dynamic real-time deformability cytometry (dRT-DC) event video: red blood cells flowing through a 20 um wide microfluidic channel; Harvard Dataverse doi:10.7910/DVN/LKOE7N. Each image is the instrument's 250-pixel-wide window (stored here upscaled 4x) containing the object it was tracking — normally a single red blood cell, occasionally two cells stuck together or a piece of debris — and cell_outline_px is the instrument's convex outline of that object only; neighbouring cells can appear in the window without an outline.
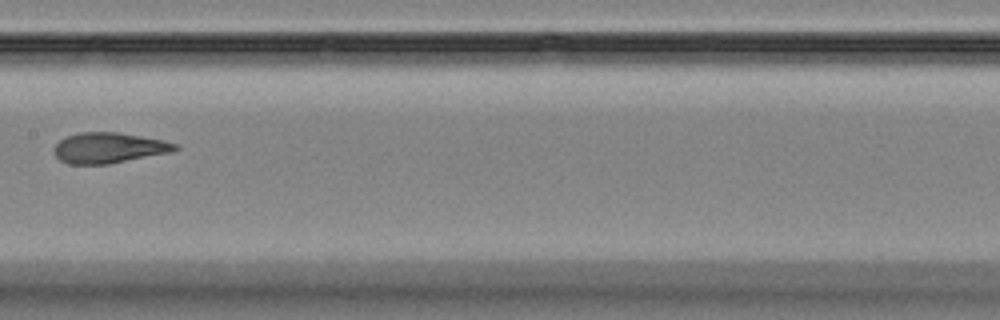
{"species": "Egyptian fruit bat (a non-hibernating species)", "species_latin": "Rousettus aegyptiacus", "temperature_condition": "room temperature", "stored_images_in_passage": 9, "camera_frame_rate_fps": 3000, "um_per_image_px": 0.085, "animal": {"sex": "female"}, "frame": {"image": 1, "passage_image": 8, "time_ms": 8.0, "image_size_px": [1000, 320], "cell_outline_px": [[180, 148], [172, 152], [108, 164], [68, 164], [60, 160], [52, 152], [52, 148], [64, 136], [80, 132], [120, 132], [164, 140], [176, 144]], "centroid_in_image_um": [9.22, 12.56], "position_along_channel_um": 198.2, "area_um2": 21.79}}
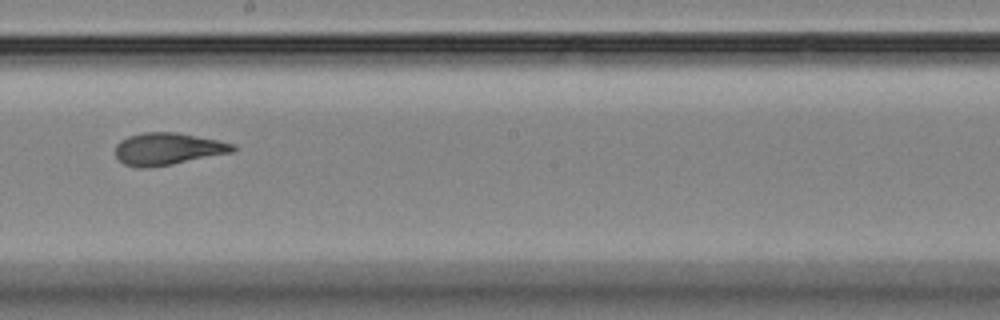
{"frame": {"image": 2, "passage_image": 9, "time_ms": 9.0, "image_size_px": [1000, 320], "cell_outline_px": [[236, 148], [232, 152], [172, 164], [148, 168], [136, 168], [124, 164], [116, 156], [116, 144], [120, 140], [128, 136], [144, 132], [176, 132], [236, 144]], "centroid_in_image_um": [14.22, 12.66], "position_along_channel_um": 234.0, "area_um2": 21.91}}